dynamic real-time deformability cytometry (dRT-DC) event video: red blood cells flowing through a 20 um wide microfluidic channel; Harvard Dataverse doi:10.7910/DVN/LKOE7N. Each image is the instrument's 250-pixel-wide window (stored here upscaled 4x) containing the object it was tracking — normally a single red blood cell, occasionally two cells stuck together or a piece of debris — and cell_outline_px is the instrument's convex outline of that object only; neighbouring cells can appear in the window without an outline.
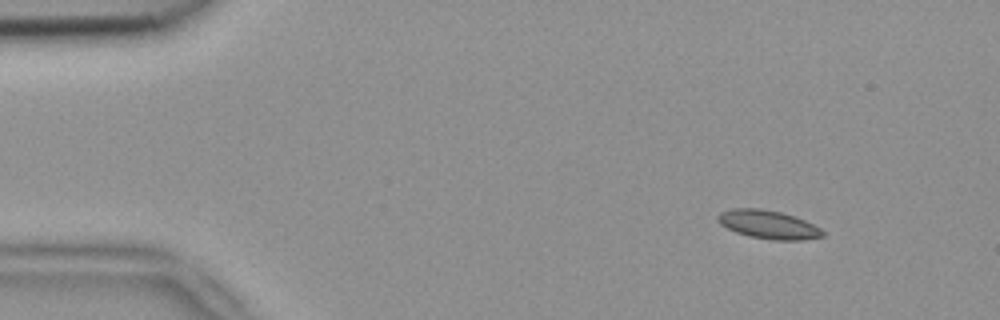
{"species": "common noctule bat (a hibernating species)", "species_latin": "Nyctalus noctula", "temperature_condition": "room temperature", "stored_images_in_passage": 6, "camera_frame_rate_fps": 3000, "um_per_image_px": 0.085, "animal": {"sex": "female", "body_mass_g": 18.4}, "frame": {"image": 1, "passage_image": 1, "time_ms": 0.0, "image_size_px": [1000, 320], "cell_outline_px": [[824, 236], [804, 240], [772, 240], [748, 236], [736, 232], [720, 224], [716, 220], [716, 216], [720, 212], [732, 208], [760, 208], [780, 212], [804, 220], [820, 228], [824, 232]], "centroid_in_image_um": [65.27, 19.09], "position_along_channel_um": 19.7, "area_um2": 17.4}}
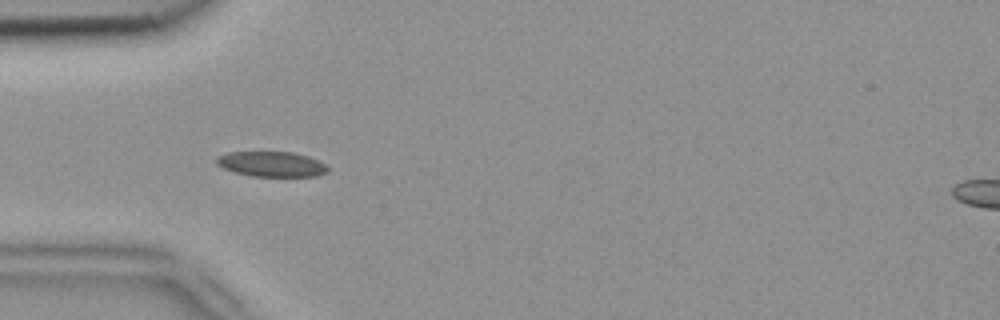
{"frame": {"image": 2, "passage_image": 4, "time_ms": 1.0, "image_size_px": [1000, 320], "cell_outline_px": [[328, 172], [316, 176], [252, 176], [236, 172], [224, 168], [216, 164], [216, 156], [228, 152], [292, 152], [308, 156], [324, 164], [328, 168]], "centroid_in_image_um": [23.06, 13.94], "position_along_channel_um": 61.9, "area_um2": 16.18}}